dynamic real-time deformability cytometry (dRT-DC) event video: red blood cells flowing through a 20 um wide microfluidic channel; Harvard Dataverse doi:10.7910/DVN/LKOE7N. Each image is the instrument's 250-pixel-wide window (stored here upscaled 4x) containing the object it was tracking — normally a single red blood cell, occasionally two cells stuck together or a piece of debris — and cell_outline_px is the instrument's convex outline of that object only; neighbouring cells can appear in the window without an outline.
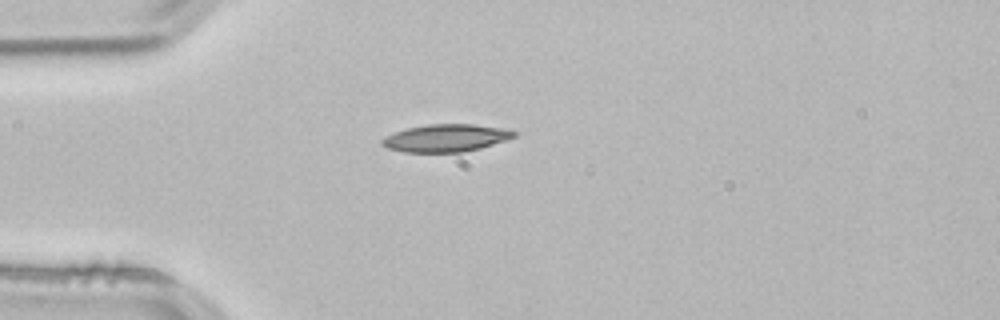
{"species": "common noctule bat (a hibernating species)", "species_latin": "Nyctalus noctula", "temperature_condition": "room temperature", "stored_images_in_passage": 40, "camera_frame_rate_fps": 3000, "um_per_image_px": 0.085, "animal": {"sex": "male", "body_mass_g": 21.5, "forearm_length_mm": 52.0}, "frame": {"image": 1, "passage_image": 1, "time_ms": 0.0, "image_size_px": [1000, 320], "cell_outline_px": [[516, 136], [480, 148], [460, 152], [404, 152], [388, 148], [380, 144], [380, 140], [396, 132], [408, 128], [428, 124], [472, 124], [500, 128], [516, 132]], "centroid_in_image_um": [37.86, 11.73], "position_along_channel_um": 47.1, "area_um2": 20.75}}
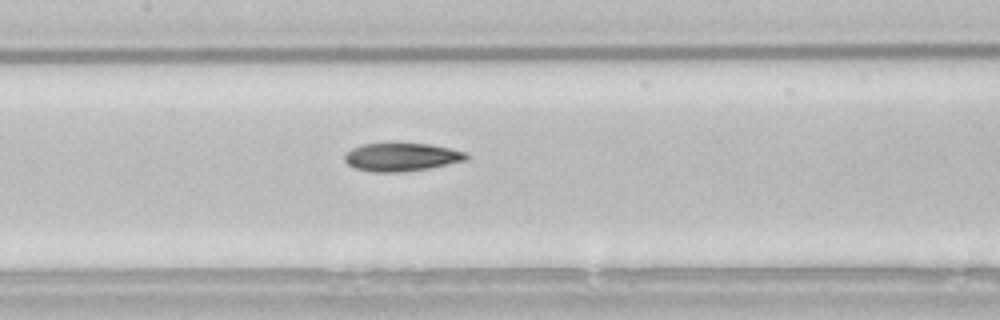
{"frame": {"image": 2, "passage_image": 12, "time_ms": 3.667, "image_size_px": [1000, 320], "cell_outline_px": [[468, 156], [464, 160], [428, 168], [400, 172], [372, 172], [356, 168], [348, 164], [344, 160], [344, 156], [352, 148], [364, 144], [392, 140], [428, 144], [448, 148], [464, 152]], "centroid_in_image_um": [34.05, 13.3], "position_along_channel_um": 173.3, "area_um2": 20.35}}
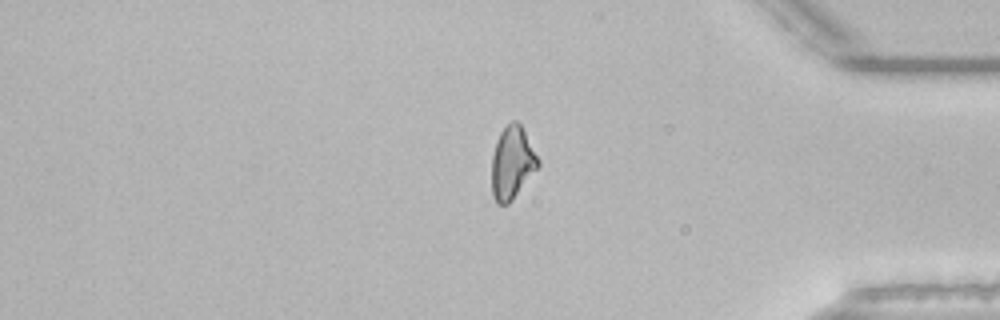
{"frame": {"image": 3, "passage_image": 31, "time_ms": 10.0, "image_size_px": [1000, 320], "cell_outline_px": [[540, 164], [512, 200], [508, 204], [496, 204], [492, 196], [492, 156], [496, 140], [500, 132], [512, 120], [516, 120], [520, 124], [540, 160]], "centroid_in_image_um": [43.51, 13.84], "position_along_channel_um": 391.7, "area_um2": 19.48}, "authors_computed_cell_mechanics": {"area_um2": 20.0855, "velocity_mm_per_s": 3.85, "shape_relaxation_time_tau1_ms": 3.8633, "shape_relaxation_time_tau2_ms": 5.0712, "deformation_change_tau1": 0.1476, "deformation_change_tau2": 0.1358}}